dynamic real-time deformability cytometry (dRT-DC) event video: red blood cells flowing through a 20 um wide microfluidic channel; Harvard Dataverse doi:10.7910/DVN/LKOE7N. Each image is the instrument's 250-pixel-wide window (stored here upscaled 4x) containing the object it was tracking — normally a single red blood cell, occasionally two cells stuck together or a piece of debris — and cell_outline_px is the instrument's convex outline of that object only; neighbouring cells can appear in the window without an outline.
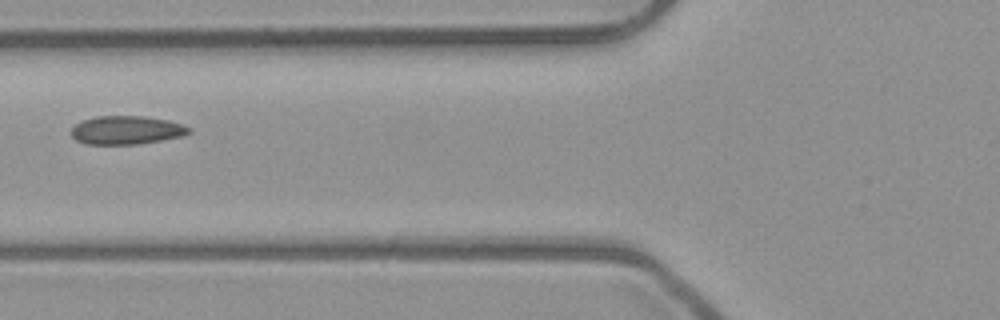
{"species": "common noctule bat (a hibernating species)", "species_latin": "Nyctalus noctula", "temperature_condition": "room temperature", "stored_images_in_passage": 3, "camera_frame_rate_fps": 3000, "um_per_image_px": 0.085, "animal": {"sex": "male", "body_mass_g": 23.1, "forearm_length_mm": 52.7}, "frame": {"image": 1, "passage_image": 2, "time_ms": 0.333, "image_size_px": [1000, 320], "cell_outline_px": [[192, 132], [180, 136], [160, 140], [136, 144], [88, 144], [76, 140], [72, 136], [72, 128], [80, 120], [96, 116], [144, 116], [168, 120], [184, 124], [192, 128]], "centroid_in_image_um": [10.76, 11.04], "position_along_channel_um": 115.0, "area_um2": 19.54}}
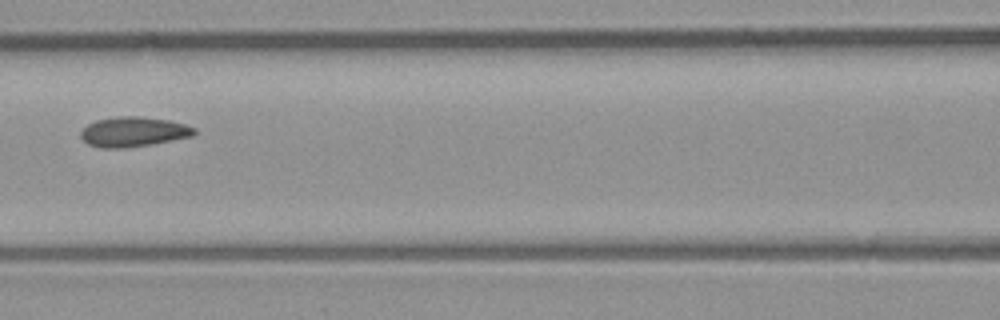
{"frame": {"image": 2, "passage_image": 3, "time_ms": 0.667, "image_size_px": [1000, 320], "cell_outline_px": [[196, 132], [192, 136], [152, 144], [124, 148], [100, 148], [88, 144], [80, 136], [80, 132], [88, 124], [96, 120], [120, 116], [140, 116], [168, 120], [184, 124], [196, 128]], "centroid_in_image_um": [11.33, 11.2], "position_along_channel_um": 155.3, "area_um2": 19.71}}